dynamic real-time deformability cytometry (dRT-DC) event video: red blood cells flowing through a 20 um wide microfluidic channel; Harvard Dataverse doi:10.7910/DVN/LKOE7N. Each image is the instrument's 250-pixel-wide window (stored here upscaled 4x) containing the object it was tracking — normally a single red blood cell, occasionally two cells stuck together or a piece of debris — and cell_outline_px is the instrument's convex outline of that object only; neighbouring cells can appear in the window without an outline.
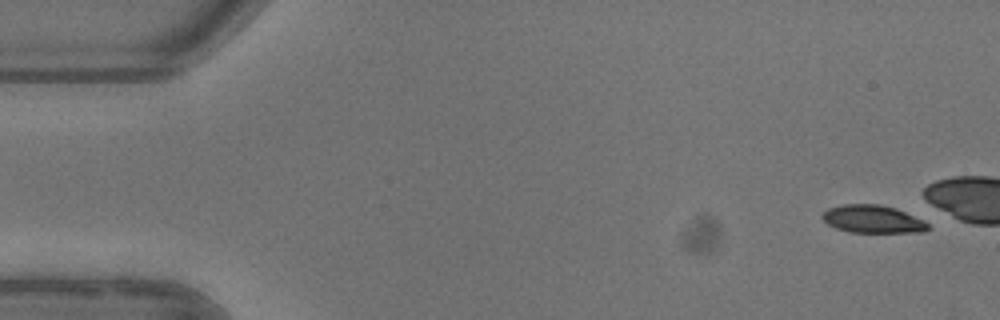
{"species": "common noctule bat (a hibernating species)", "species_latin": "Nyctalus noctula", "temperature_condition": "warm", "stored_images_in_passage": 6, "camera_frame_rate_fps": 3000, "um_per_image_px": 0.085, "animal": {"sex": "female"}, "frame": {"image": 1, "passage_image": 1, "time_ms": 0.0, "image_size_px": [1000, 320], "cell_outline_px": [[928, 228], [924, 232], [848, 232], [836, 228], [828, 224], [820, 216], [828, 208], [844, 204], [880, 204], [896, 208], [924, 220], [928, 224]], "centroid_in_image_um": [74.17, 18.62], "position_along_channel_um": 10.8, "area_um2": 17.11}}